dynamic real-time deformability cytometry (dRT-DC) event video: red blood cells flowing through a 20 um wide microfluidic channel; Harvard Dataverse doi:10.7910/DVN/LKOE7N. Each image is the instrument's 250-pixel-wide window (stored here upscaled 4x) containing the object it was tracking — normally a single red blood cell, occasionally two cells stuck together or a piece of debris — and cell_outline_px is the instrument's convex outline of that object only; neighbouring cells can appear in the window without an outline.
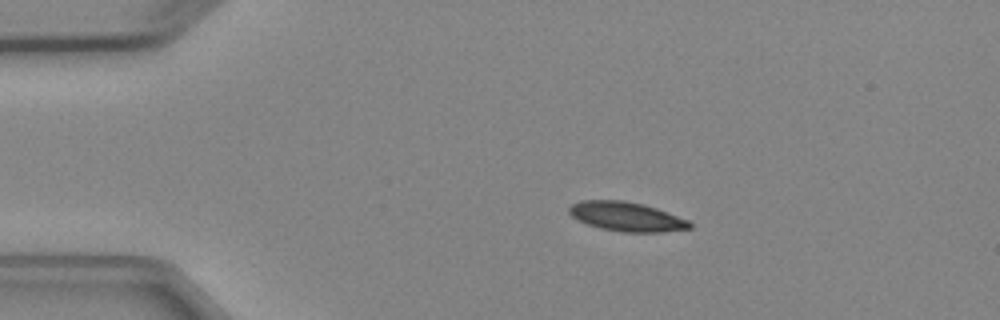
{"species": "Egyptian fruit bat (a non-hibernating species)", "species_latin": "Rousettus aegyptiacus", "temperature_condition": "cold", "stored_images_in_passage": 5, "camera_frame_rate_fps": 3000, "um_per_image_px": 0.085, "animal": {"sex": "female"}, "frame": {"image": 1, "passage_image": 1, "time_ms": 0.0, "image_size_px": [1000, 320], "cell_outline_px": [[692, 228], [660, 232], [624, 232], [600, 228], [588, 224], [572, 216], [568, 212], [568, 208], [572, 204], [580, 200], [624, 200], [644, 204], [656, 208], [688, 220], [692, 224]], "centroid_in_image_um": [53.25, 18.4], "position_along_channel_um": 31.8, "area_um2": 20.46}}
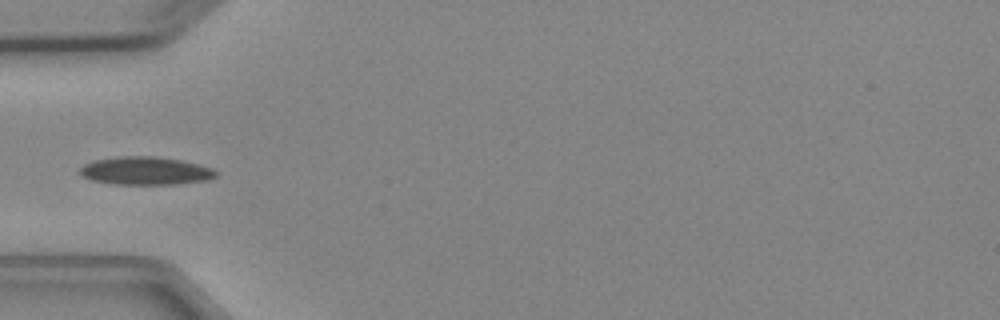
{"frame": {"image": 2, "passage_image": 3, "time_ms": 2.333, "image_size_px": [1000, 320], "cell_outline_px": [[220, 172], [216, 176], [208, 180], [172, 184], [116, 184], [92, 180], [80, 176], [80, 168], [84, 164], [92, 160], [120, 156], [156, 156], [180, 160], [212, 168]], "centroid_in_image_um": [12.35, 14.51], "position_along_channel_um": 72.6, "area_um2": 22.25}}